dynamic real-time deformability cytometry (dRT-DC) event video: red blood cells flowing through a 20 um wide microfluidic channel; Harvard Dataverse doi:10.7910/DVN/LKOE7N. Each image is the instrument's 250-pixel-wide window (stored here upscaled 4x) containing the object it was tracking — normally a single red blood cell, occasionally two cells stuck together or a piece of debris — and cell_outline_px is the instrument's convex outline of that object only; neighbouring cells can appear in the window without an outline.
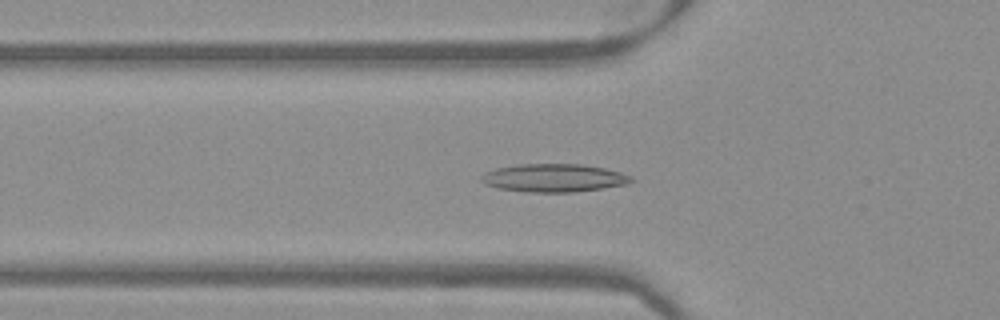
{"species": "Egyptian fruit bat (a non-hibernating species)", "species_latin": "Rousettus aegyptiacus", "temperature_condition": "warm", "stored_images_in_passage": 52, "camera_frame_rate_fps": 3000, "um_per_image_px": 0.085, "frame": {"image": 1, "passage_image": 18, "time_ms": 5.667, "image_size_px": [1000, 320], "cell_outline_px": [[636, 180], [628, 184], [572, 192], [528, 192], [496, 188], [484, 184], [480, 180], [480, 176], [484, 172], [496, 168], [520, 164], [580, 164], [604, 168], [620, 172], [632, 176]], "centroid_in_image_um": [47.05, 15.12], "position_along_channel_um": 78.7, "area_um2": 24.62}}
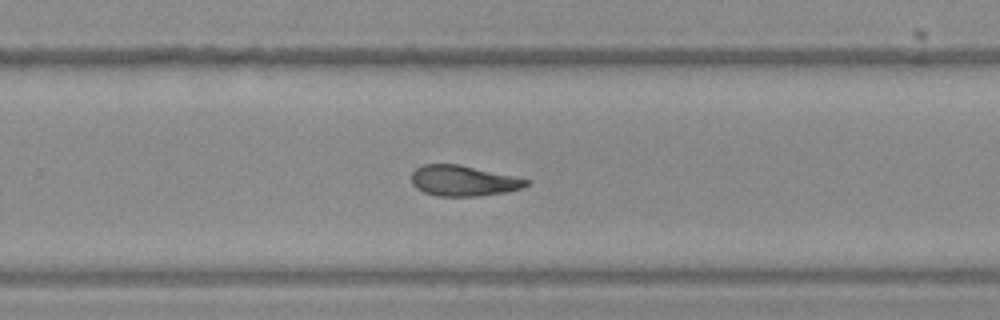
{"frame": {"image": 2, "passage_image": 34, "time_ms": 11.0, "image_size_px": [1000, 320], "cell_outline_px": [[532, 180], [528, 184], [520, 188], [504, 192], [480, 196], [436, 196], [424, 192], [416, 188], [412, 184], [412, 172], [416, 168], [424, 164], [460, 164]], "centroid_in_image_um": [39.37, 15.36], "position_along_channel_um": 290.4, "area_um2": 20.46}}
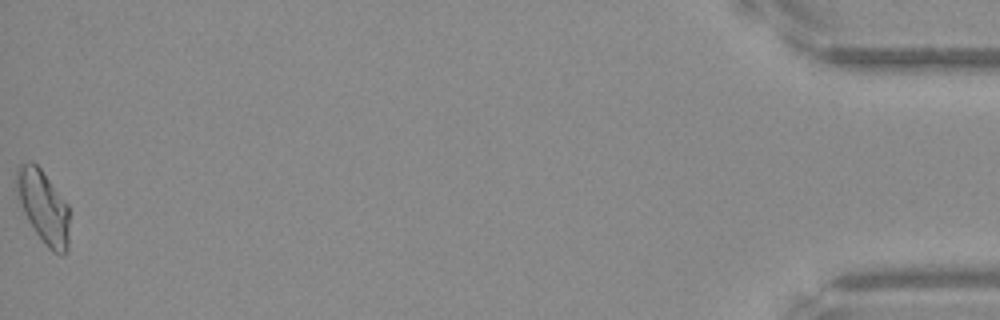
{"frame": {"image": 3, "passage_image": 52, "time_ms": 17.0, "image_size_px": [1000, 320], "cell_outline_px": [[68, 248], [64, 256], [60, 256], [52, 252], [48, 248], [36, 232], [28, 220], [20, 204], [16, 192], [16, 168], [20, 164], [28, 160], [32, 160], [40, 168], [68, 204]], "centroid_in_image_um": [3.67, 17.57], "position_along_channel_um": 431.5, "area_um2": 22.54}}